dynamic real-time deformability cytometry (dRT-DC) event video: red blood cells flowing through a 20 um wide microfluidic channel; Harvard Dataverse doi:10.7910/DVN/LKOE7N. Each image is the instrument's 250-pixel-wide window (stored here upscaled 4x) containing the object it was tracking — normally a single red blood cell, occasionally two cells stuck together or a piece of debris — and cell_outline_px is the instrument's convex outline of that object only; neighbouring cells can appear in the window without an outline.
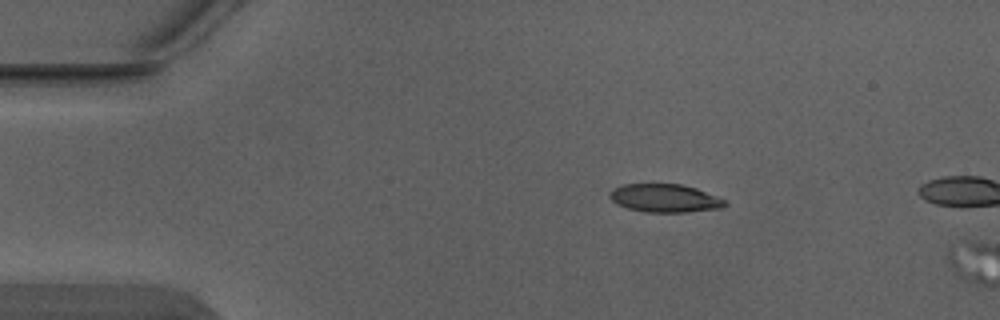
{"species": "Egyptian fruit bat (a non-hibernating species)", "species_latin": "Rousettus aegyptiacus", "temperature_condition": "warm", "stored_images_in_passage": 2, "camera_frame_rate_fps": 3000, "um_per_image_px": 0.085, "animal": {"sex": "male"}, "frame": {"image": 1, "passage_image": 1, "time_ms": 0.0, "image_size_px": [1000, 320], "cell_outline_px": [[728, 204], [724, 208], [688, 212], [644, 212], [628, 208], [616, 204], [608, 196], [608, 192], [612, 188], [624, 184], [680, 184], [696, 188], [728, 200]], "centroid_in_image_um": [56.53, 16.85], "position_along_channel_um": 28.5, "area_um2": 19.25}}